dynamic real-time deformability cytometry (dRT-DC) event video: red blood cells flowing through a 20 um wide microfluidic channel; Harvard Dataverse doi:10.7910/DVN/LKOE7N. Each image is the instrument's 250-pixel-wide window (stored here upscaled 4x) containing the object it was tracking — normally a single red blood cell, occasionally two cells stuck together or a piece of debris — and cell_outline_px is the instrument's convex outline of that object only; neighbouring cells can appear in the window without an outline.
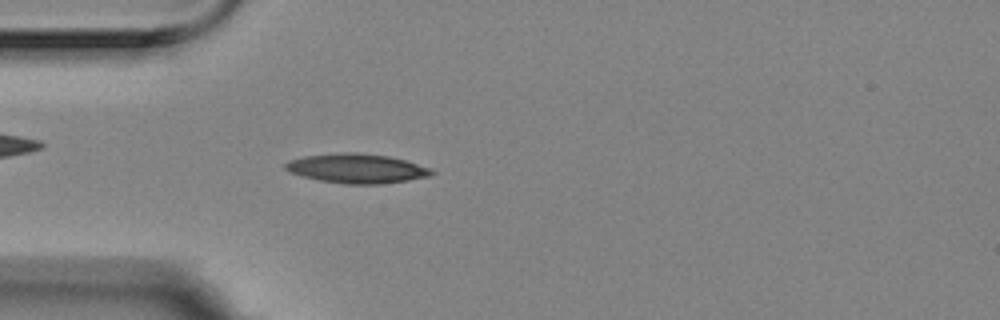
{"species": "Egyptian fruit bat (a non-hibernating species)", "species_latin": "Rousettus aegyptiacus", "temperature_condition": "room temperature", "stored_images_in_passage": 3, "camera_frame_rate_fps": 3000, "um_per_image_px": 0.085, "animal": {"sex": "female"}, "frame": {"image": 1, "passage_image": 3, "time_ms": 0.667, "image_size_px": [1000, 320], "cell_outline_px": [[436, 172], [432, 176], [408, 180], [380, 184], [344, 184], [320, 180], [288, 172], [284, 168], [284, 164], [288, 160], [304, 156], [340, 152], [356, 152], [388, 156], [404, 160], [432, 168]], "centroid_in_image_um": [30.33, 14.31], "position_along_channel_um": 54.7, "area_um2": 25.2}}